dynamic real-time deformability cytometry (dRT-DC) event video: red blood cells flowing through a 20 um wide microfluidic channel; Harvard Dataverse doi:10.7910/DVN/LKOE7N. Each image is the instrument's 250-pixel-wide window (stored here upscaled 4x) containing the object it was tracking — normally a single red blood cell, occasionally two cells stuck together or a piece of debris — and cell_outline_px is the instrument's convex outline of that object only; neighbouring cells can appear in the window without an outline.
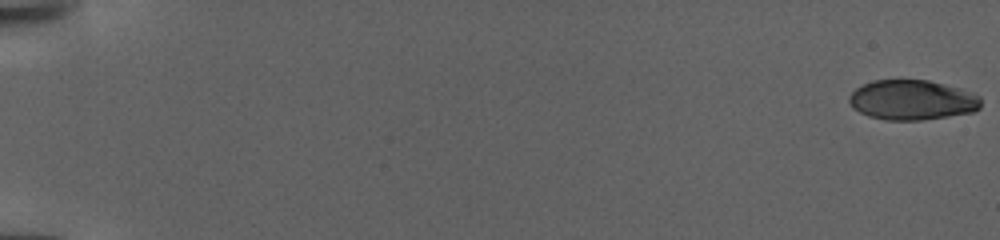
{"species": "human", "species_latin": "Homo sapiens", "temperature_condition": "warm", "stored_images_in_passage": 29, "camera_frame_rate_fps": 3000, "um_per_image_px": 0.085, "donor": {"sex": "female"}, "frame": {"image": 1, "passage_image": 1, "time_ms": 0.0, "image_size_px": [1000, 240], "cell_outline_px": [[980, 108], [972, 112], [948, 116], [920, 120], [884, 120], [868, 116], [852, 108], [848, 100], [848, 96], [856, 88], [872, 80], [928, 80], [960, 88], [980, 96]], "centroid_in_image_um": [77.5, 8.5], "position_along_channel_um": 7.5, "area_um2": 30.69}}